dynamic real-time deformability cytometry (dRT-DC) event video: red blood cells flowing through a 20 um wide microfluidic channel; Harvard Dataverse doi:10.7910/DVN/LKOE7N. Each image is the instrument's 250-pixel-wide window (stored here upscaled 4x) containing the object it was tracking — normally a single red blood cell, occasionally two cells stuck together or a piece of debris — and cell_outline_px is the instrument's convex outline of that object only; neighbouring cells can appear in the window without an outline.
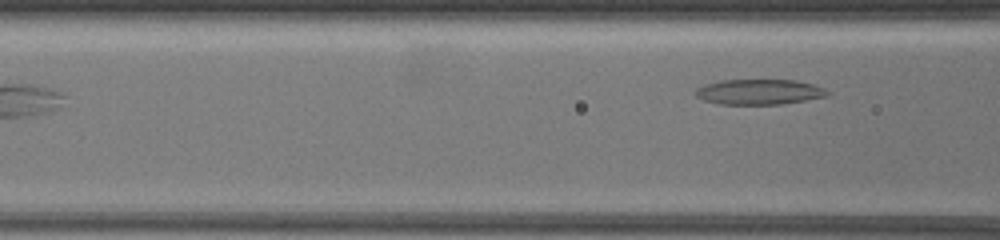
{"species": "common noctule bat (a hibernating species)", "species_latin": "Nyctalus noctula", "temperature_condition": "warm", "stored_images_in_passage": 4, "camera_frame_rate_fps": 3000, "um_per_image_px": 0.085, "animal": {"sex": "female", "body_mass_g": 19.5, "forearm_length_mm": 54.1}, "frame": {"image": 1, "passage_image": 4, "time_ms": 3.333, "image_size_px": [1000, 240], "cell_outline_px": [[828, 96], [780, 104], [720, 104], [704, 100], [696, 96], [696, 88], [704, 84], [720, 80], [796, 80], [812, 84], [824, 88], [828, 92]], "centroid_in_image_um": [64.51, 7.8], "position_along_channel_um": 102.1, "area_um2": 19.31}}